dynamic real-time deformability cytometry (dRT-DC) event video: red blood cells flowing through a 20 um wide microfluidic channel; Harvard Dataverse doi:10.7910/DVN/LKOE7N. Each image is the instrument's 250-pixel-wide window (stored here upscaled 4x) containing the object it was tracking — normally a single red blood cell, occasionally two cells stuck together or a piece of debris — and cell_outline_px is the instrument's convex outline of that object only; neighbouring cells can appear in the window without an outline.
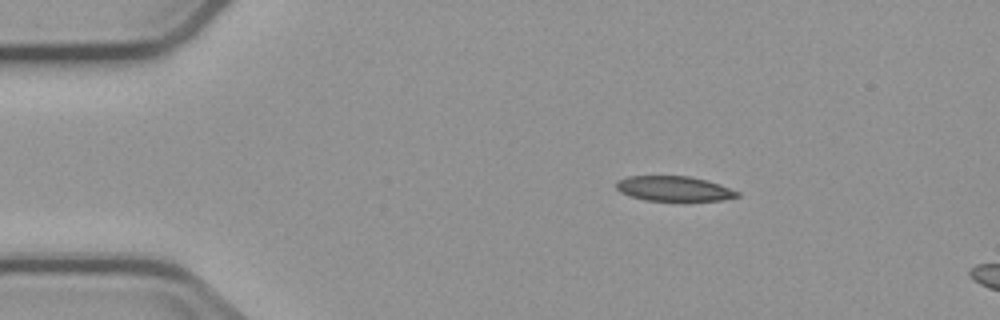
{"species": "common noctule bat (a hibernating species)", "species_latin": "Nyctalus noctula", "temperature_condition": "cold", "stored_images_in_passage": 3, "camera_frame_rate_fps": 3000, "um_per_image_px": 0.085, "animal": {"sex": "male", "body_mass_g": 23.1, "forearm_length_mm": 52.7}, "frame": {"image": 1, "passage_image": 1, "time_ms": 0.0, "image_size_px": [1000, 320], "cell_outline_px": [[740, 196], [720, 200], [644, 200], [620, 192], [616, 188], [616, 180], [628, 176], [688, 176], [708, 180], [720, 184], [740, 192]], "centroid_in_image_um": [57.28, 16.02], "position_along_channel_um": 27.7, "area_um2": 17.51}}